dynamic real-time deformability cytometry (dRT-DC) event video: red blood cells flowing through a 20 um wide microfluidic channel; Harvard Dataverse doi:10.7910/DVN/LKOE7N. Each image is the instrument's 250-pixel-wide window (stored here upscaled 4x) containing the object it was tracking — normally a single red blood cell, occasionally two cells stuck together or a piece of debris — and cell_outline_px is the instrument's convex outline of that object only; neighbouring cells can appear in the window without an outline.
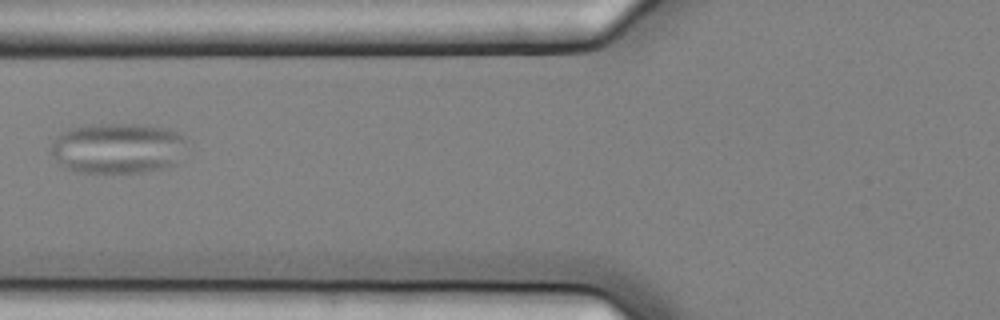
{"species": "common noctule bat (a hibernating species)", "species_latin": "Nyctalus noctula", "temperature_condition": "cold", "stored_images_in_passage": 6, "camera_frame_rate_fps": 3000, "um_per_image_px": 0.085, "animal": {"sex": "female", "body_mass_g": 25.1}, "frame": {"image": 1, "passage_image": 2, "time_ms": 0.333, "image_size_px": [1000, 320], "cell_outline_px": [[184, 140], [176, 164], [160, 168], [140, 172], [76, 172], [64, 168], [60, 164], [52, 152], [52, 144], [56, 136], [60, 132], [84, 124], [140, 124], [168, 128], [184, 136]], "centroid_in_image_um": [9.95, 12.58], "position_along_channel_um": 115.9, "area_um2": 39.71}}
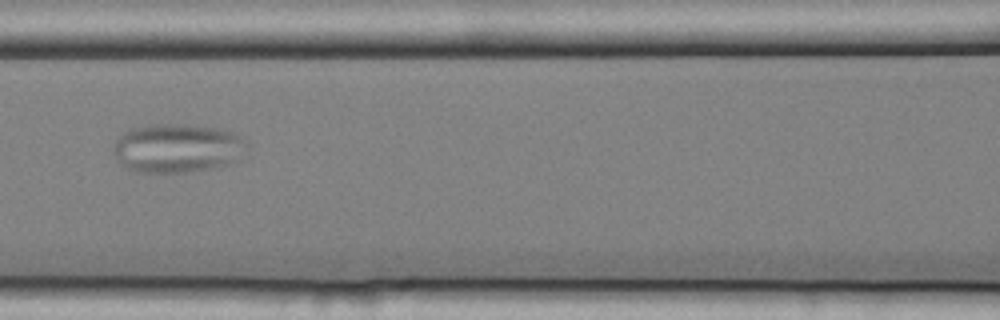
{"frame": {"image": 2, "passage_image": 3, "time_ms": 0.667, "image_size_px": [1000, 320], "cell_outline_px": [[248, 144], [228, 164], [216, 168], [188, 172], [136, 172], [128, 168], [116, 156], [112, 148], [112, 144], [128, 128], [152, 124], [188, 124], [216, 128], [232, 132], [244, 136]], "centroid_in_image_um": [15.04, 12.57], "position_along_channel_um": 151.6, "area_um2": 37.92}}
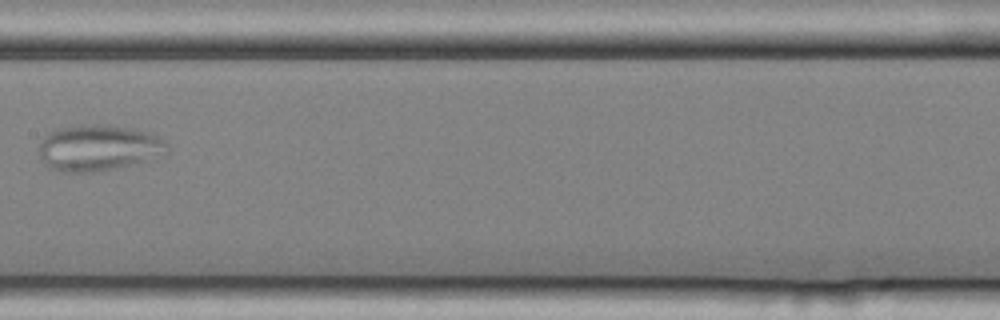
{"frame": {"image": 3, "passage_image": 4, "time_ms": 1.0, "image_size_px": [1000, 320], "cell_outline_px": [[168, 152], [144, 160], [112, 168], [92, 172], [60, 172], [44, 164], [40, 156], [40, 144], [44, 136], [48, 132], [60, 128], [84, 124], [108, 124], [136, 128], [160, 136], [168, 144]], "centroid_in_image_um": [8.36, 12.53], "position_along_channel_um": 199.0, "area_um2": 34.33}}